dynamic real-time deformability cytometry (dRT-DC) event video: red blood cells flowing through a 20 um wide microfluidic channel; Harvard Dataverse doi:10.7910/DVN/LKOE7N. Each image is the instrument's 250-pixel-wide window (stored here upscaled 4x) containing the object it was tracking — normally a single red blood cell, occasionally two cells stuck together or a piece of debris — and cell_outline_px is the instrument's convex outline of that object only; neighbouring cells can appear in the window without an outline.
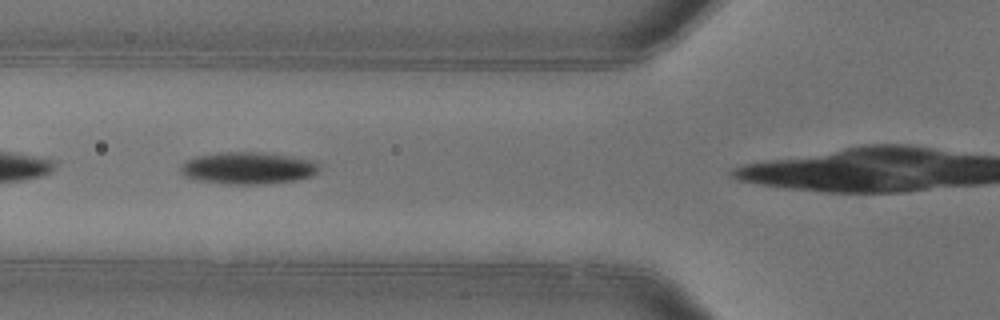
{"species": "common noctule bat (a hibernating species)", "species_latin": "Nyctalus noctula", "temperature_condition": "warm", "stored_images_in_passage": 4, "camera_frame_rate_fps": 3000, "um_per_image_px": 0.085, "animal": {"sex": "female"}, "frame": {"image": 1, "passage_image": 3, "time_ms": 0.667, "image_size_px": [1000, 320], "cell_outline_px": [[320, 168], [312, 176], [296, 180], [264, 184], [236, 184], [196, 180], [184, 176], [180, 172], [180, 164], [184, 160], [196, 156], [220, 152], [264, 152], [292, 156], [316, 160], [320, 164]], "centroid_in_image_um": [21.09, 14.27], "position_along_channel_um": 104.7, "area_um2": 26.24}}